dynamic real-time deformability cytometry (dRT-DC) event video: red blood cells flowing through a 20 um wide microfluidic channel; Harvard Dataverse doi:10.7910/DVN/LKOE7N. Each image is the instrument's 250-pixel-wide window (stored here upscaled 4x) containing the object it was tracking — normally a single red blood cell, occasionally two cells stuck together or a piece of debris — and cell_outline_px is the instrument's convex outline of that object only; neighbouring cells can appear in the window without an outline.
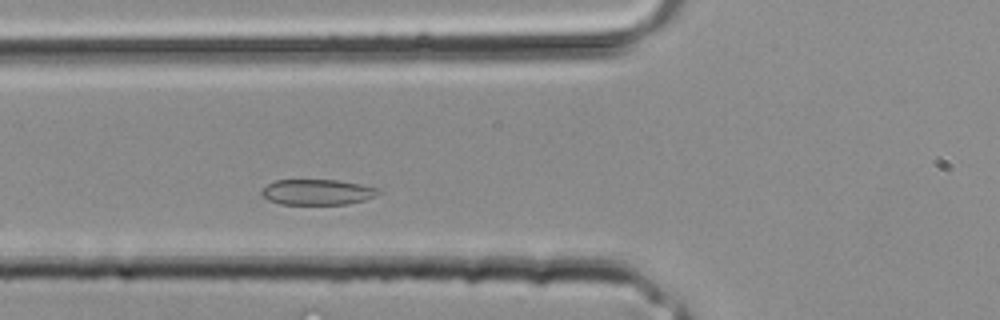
{"species": "common noctule bat (a hibernating species)", "species_latin": "Nyctalus noctula", "temperature_condition": "room temperature", "stored_images_in_passage": 24, "camera_frame_rate_fps": 3000, "um_per_image_px": 0.085, "animal": {"sex": "male", "body_mass_g": 20.4}, "frame": {"image": 1, "passage_image": 5, "time_ms": 1.333, "image_size_px": [1000, 320], "cell_outline_px": [[384, 192], [376, 196], [364, 200], [348, 204], [280, 204], [268, 200], [260, 192], [268, 184], [276, 180], [336, 180], [360, 184], [380, 188]], "centroid_in_image_um": [27.03, 16.33], "position_along_channel_um": 98.8, "area_um2": 17.46}}
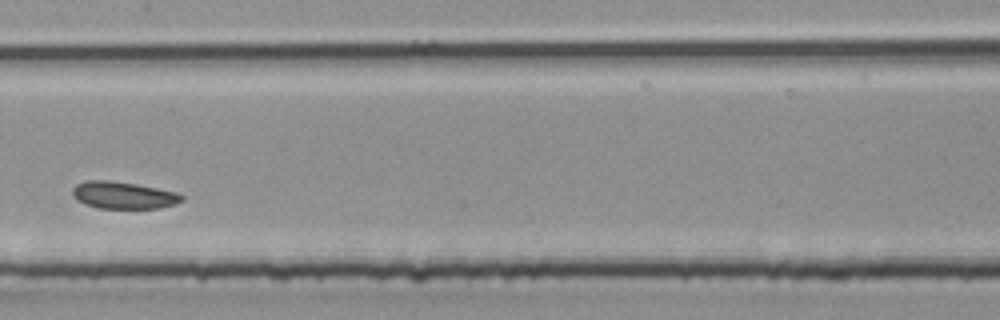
{"frame": {"image": 2, "passage_image": 10, "time_ms": 3.0, "image_size_px": [1000, 320], "cell_outline_px": [[184, 200], [176, 204], [160, 208], [96, 208], [84, 204], [76, 200], [72, 196], [72, 188], [76, 184], [84, 180], [108, 180], [136, 184], [176, 192], [184, 196]], "centroid_in_image_um": [10.45, 16.59], "position_along_channel_um": 196.9, "area_um2": 17.46}}
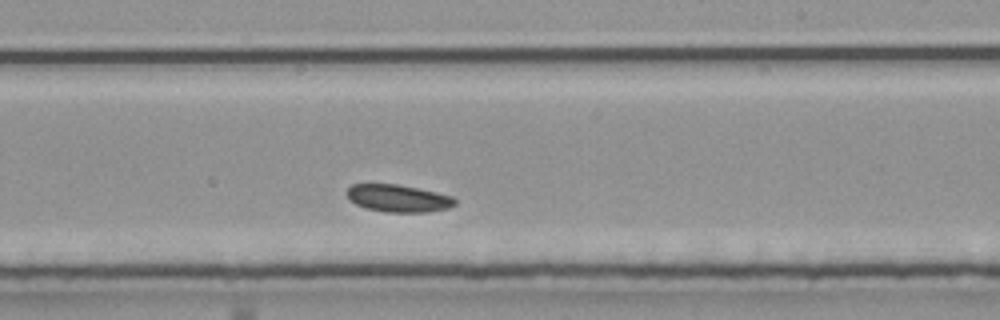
{"frame": {"image": 3, "passage_image": 13, "time_ms": 4.0, "image_size_px": [1000, 320], "cell_outline_px": [[456, 204], [448, 208], [428, 212], [388, 212], [364, 208], [356, 204], [344, 192], [352, 184], [396, 184], [436, 192], [452, 196], [456, 200]], "centroid_in_image_um": [33.84, 16.86], "position_along_channel_um": 255.2, "area_um2": 17.17}}